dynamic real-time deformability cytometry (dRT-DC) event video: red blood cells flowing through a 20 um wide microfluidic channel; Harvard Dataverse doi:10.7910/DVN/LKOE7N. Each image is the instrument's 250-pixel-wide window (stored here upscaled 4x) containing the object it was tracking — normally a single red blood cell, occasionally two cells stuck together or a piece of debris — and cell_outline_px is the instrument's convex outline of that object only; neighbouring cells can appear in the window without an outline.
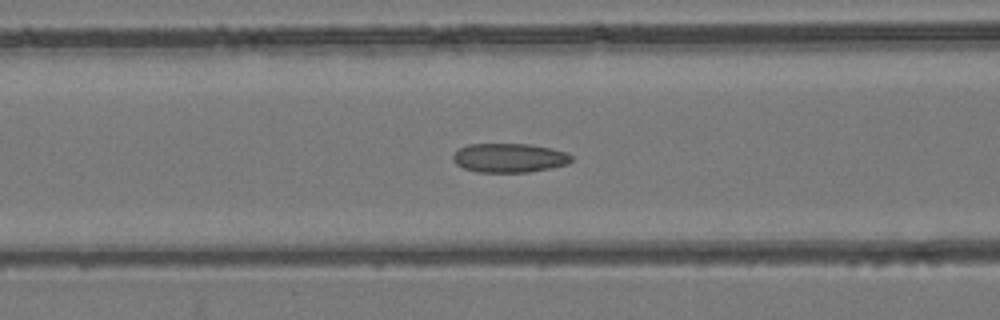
{"species": "common noctule bat (a hibernating species)", "species_latin": "Nyctalus noctula", "temperature_condition": "room temperature", "stored_images_in_passage": 49, "camera_frame_rate_fps": 3000, "um_per_image_px": 0.085, "animal": {"sex": "female", "body_mass_g": 24.6, "forearm_length_mm": 56.2}, "frame": {"image": 1, "passage_image": 20, "time_ms": 6.333, "image_size_px": [1000, 320], "cell_outline_px": [[572, 160], [568, 164], [552, 168], [528, 172], [476, 172], [464, 168], [456, 164], [452, 160], [452, 156], [460, 148], [468, 144], [532, 144], [564, 152], [572, 156]], "centroid_in_image_um": [43.27, 13.42], "position_along_channel_um": 123.3, "area_um2": 20.06}}
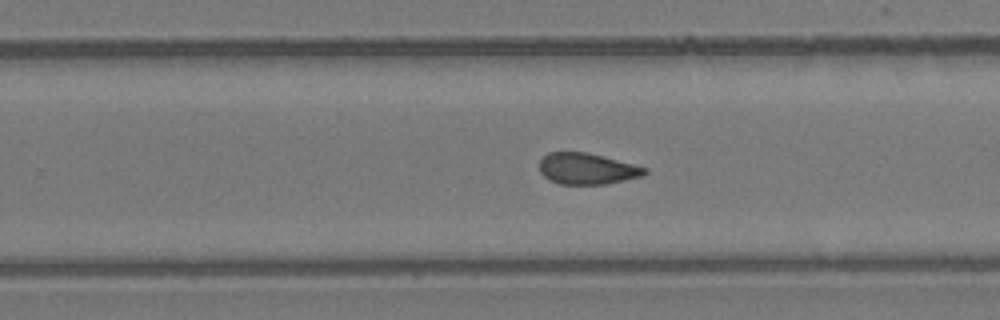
{"frame": {"image": 2, "passage_image": 31, "time_ms": 10.0, "image_size_px": [1000, 320], "cell_outline_px": [[648, 172], [644, 176], [604, 184], [560, 184], [548, 180], [540, 172], [540, 160], [548, 152], [584, 152], [648, 168]], "centroid_in_image_um": [49.88, 14.35], "position_along_channel_um": 279.9, "area_um2": 18.96}}
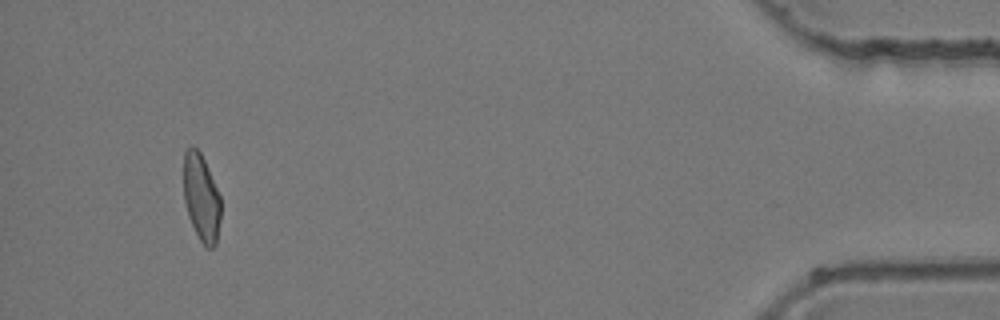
{"frame": {"image": 3, "passage_image": 46, "time_ms": 15.0, "image_size_px": [1000, 320], "cell_outline_px": [[220, 220], [216, 244], [212, 248], [208, 248], [200, 240], [188, 216], [184, 200], [184, 152], [188, 148], [196, 148], [200, 152], [204, 160], [220, 196]], "centroid_in_image_um": [17.11, 16.82], "position_along_channel_um": 418.1, "area_um2": 18.55}}